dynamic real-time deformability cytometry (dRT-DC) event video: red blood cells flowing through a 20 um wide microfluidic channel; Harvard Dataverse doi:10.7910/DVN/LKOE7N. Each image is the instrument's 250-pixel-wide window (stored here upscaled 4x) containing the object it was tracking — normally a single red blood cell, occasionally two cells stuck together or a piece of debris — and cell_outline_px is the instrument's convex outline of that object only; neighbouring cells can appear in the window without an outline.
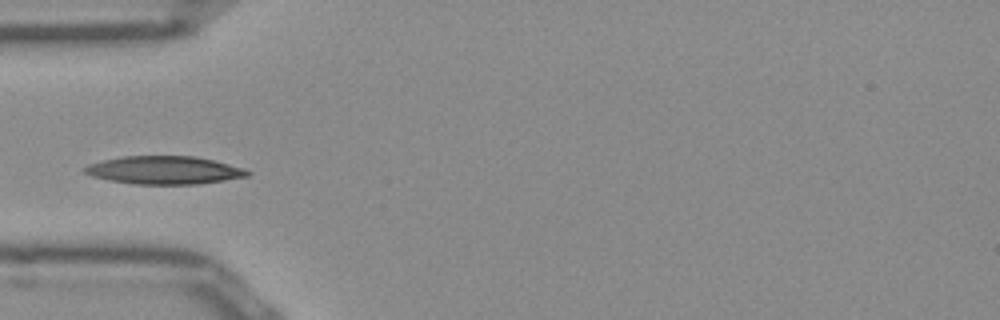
{"species": "Egyptian fruit bat (a non-hibernating species)", "species_latin": "Rousettus aegyptiacus", "temperature_condition": "room temperature", "stored_images_in_passage": 37, "camera_frame_rate_fps": 3000, "um_per_image_px": 0.085, "frame": {"image": 1, "passage_image": 1, "time_ms": 0.0, "image_size_px": [1000, 320], "cell_outline_px": [[252, 172], [248, 176], [224, 180], [196, 184], [136, 184], [108, 180], [92, 176], [84, 172], [80, 168], [88, 164], [120, 156], [196, 156], [244, 168]], "centroid_in_image_um": [13.92, 14.46], "position_along_channel_um": 71.1, "area_um2": 26.59}}
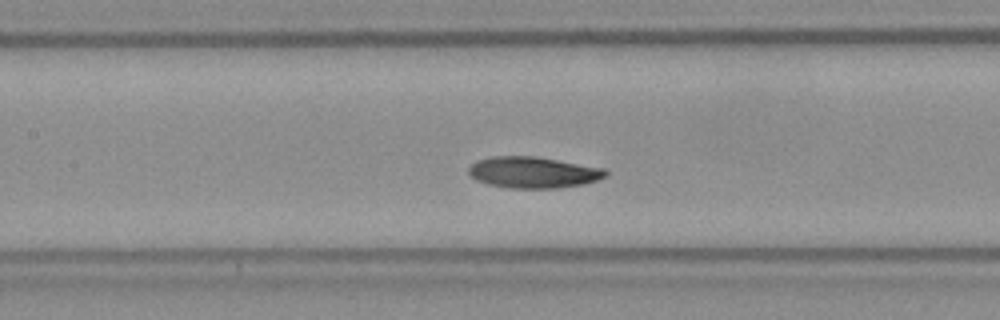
{"frame": {"image": 2, "passage_image": 8, "time_ms": 2.333, "image_size_px": [1000, 320], "cell_outline_px": [[608, 176], [584, 184], [556, 188], [508, 188], [488, 184], [476, 180], [468, 172], [468, 168], [476, 160], [492, 156], [536, 156], [604, 168], [608, 172]], "centroid_in_image_um": [45.32, 14.65], "position_along_channel_um": 162.1, "area_um2": 25.03}}
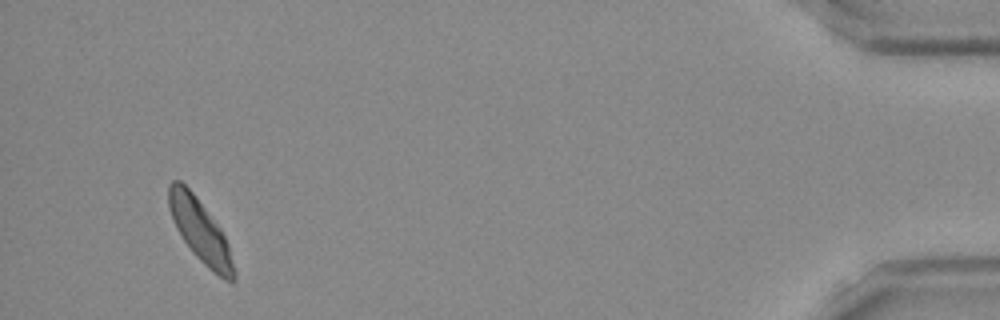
{"frame": {"image": 3, "passage_image": 34, "time_ms": 11.0, "image_size_px": [1000, 320], "cell_outline_px": [[236, 276], [232, 280], [224, 280], [212, 272], [192, 252], [176, 228], [172, 220], [168, 208], [168, 184], [172, 180], [180, 180], [196, 196], [220, 228], [228, 244], [236, 272]], "centroid_in_image_um": [17.0, 19.61], "position_along_channel_um": 418.2, "area_um2": 23.7}}